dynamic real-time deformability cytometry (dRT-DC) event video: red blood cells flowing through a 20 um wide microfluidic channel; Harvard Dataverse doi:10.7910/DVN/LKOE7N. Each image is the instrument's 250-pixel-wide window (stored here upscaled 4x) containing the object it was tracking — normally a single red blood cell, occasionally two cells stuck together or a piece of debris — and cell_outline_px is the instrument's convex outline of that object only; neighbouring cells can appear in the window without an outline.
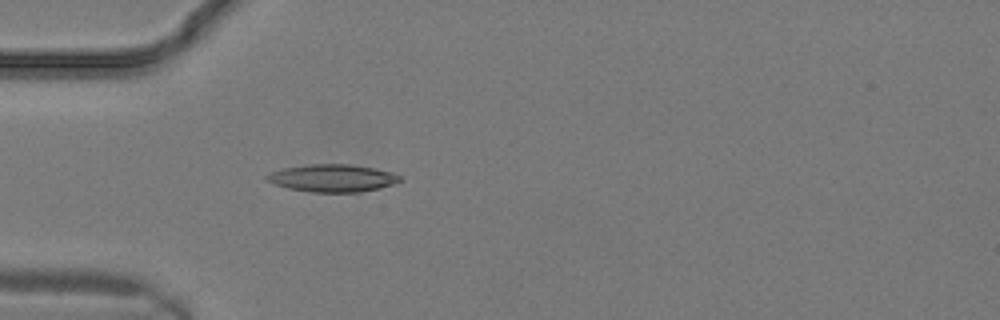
{"species": "common noctule bat (a hibernating species)", "species_latin": "Nyctalus noctula", "temperature_condition": "warm", "stored_images_in_passage": 6, "camera_frame_rate_fps": 3000, "um_per_image_px": 0.085, "animal": {"sex": "male", "body_mass_g": 19.2, "forearm_length_mm": 51.8}, "frame": {"image": 1, "passage_image": 1, "time_ms": 0.0, "image_size_px": [1000, 320], "cell_outline_px": [[404, 180], [396, 184], [380, 188], [360, 192], [312, 192], [288, 188], [264, 180], [264, 176], [272, 172], [284, 168], [312, 164], [348, 164], [372, 168], [392, 172], [400, 176]], "centroid_in_image_um": [28.3, 15.14], "position_along_channel_um": 56.7, "area_um2": 21.33}}
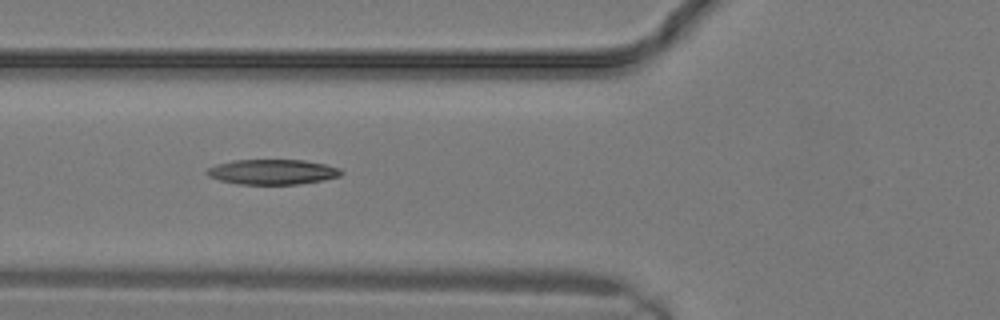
{"frame": {"image": 2, "passage_image": 3, "time_ms": 0.667, "image_size_px": [1000, 320], "cell_outline_px": [[344, 172], [340, 176], [324, 180], [296, 184], [240, 184], [220, 180], [208, 176], [204, 172], [208, 168], [232, 160], [304, 160], [324, 164], [340, 168]], "centroid_in_image_um": [23.18, 14.61], "position_along_channel_um": 102.6, "area_um2": 19.54}}
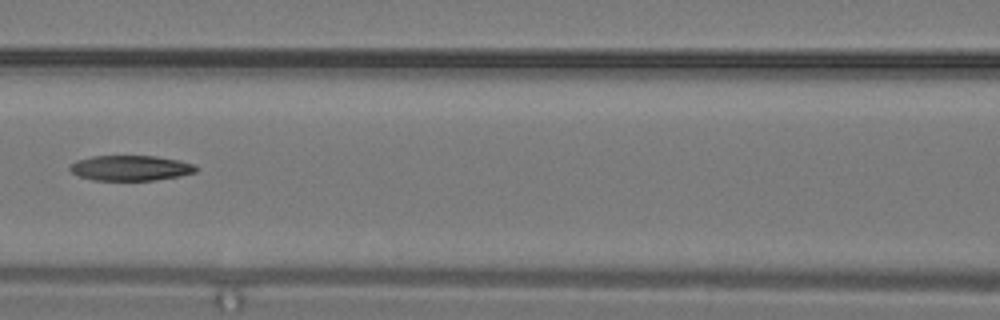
{"frame": {"image": 3, "passage_image": 5, "time_ms": 1.333, "image_size_px": [1000, 320], "cell_outline_px": [[200, 168], [196, 172], [180, 176], [156, 180], [92, 180], [80, 176], [72, 172], [68, 168], [68, 164], [76, 160], [92, 156], [156, 156], [180, 160], [192, 164]], "centroid_in_image_um": [11.09, 14.28], "position_along_channel_um": 155.5, "area_um2": 18.73}}